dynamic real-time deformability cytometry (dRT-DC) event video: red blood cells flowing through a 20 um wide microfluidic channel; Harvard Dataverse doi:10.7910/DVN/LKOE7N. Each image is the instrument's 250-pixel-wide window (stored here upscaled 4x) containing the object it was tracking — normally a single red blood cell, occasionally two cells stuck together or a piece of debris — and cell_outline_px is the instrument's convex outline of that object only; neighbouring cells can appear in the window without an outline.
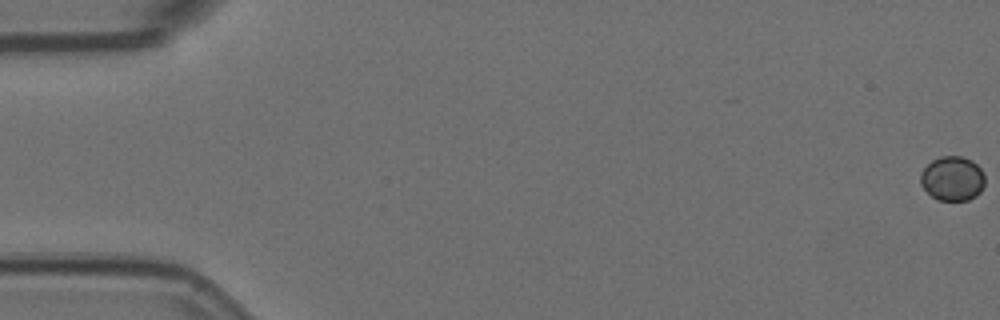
{"species": "Egyptian fruit bat (a non-hibernating species)", "species_latin": "Rousettus aegyptiacus", "temperature_condition": "room temperature", "stored_images_in_passage": 9, "camera_frame_rate_fps": 3000, "um_per_image_px": 0.085, "animal": {"sex": "female"}, "frame": {"image": 1, "passage_image": 1, "time_ms": 0.0, "image_size_px": [1000, 320], "cell_outline_px": [[984, 184], [980, 192], [976, 196], [968, 200], [936, 200], [920, 184], [920, 172], [932, 160], [940, 156], [960, 156], [972, 160], [980, 168], [984, 176]], "centroid_in_image_um": [80.94, 15.17], "position_along_channel_um": 4.1, "area_um2": 16.7}}